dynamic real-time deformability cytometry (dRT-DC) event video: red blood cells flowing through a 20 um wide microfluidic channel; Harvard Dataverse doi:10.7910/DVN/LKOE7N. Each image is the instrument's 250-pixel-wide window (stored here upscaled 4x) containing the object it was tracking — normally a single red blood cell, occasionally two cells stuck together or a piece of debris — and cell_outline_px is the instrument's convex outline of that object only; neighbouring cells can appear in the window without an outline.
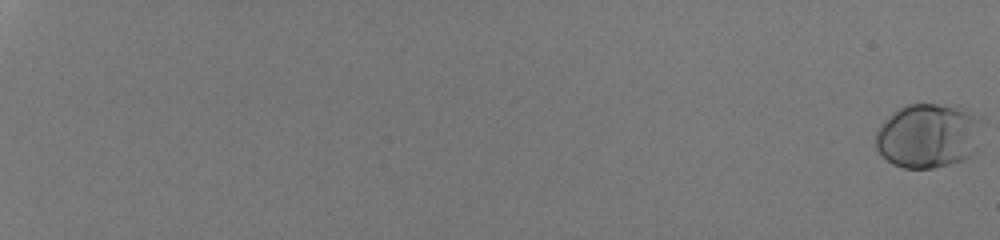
{"species": "human", "species_latin": "Homo sapiens", "temperature_condition": "room temperature", "stored_images_in_passage": 57, "camera_frame_rate_fps": 3000, "um_per_image_px": 0.085, "donor": {"sex": "male"}, "frame": {"image": 1, "passage_image": 1, "time_ms": 0.0, "image_size_px": [1000, 240], "cell_outline_px": [[976, 148], [964, 160], [932, 168], [904, 168], [892, 164], [880, 156], [876, 148], [876, 132], [880, 124], [892, 112], [908, 104], [936, 104], [964, 108], [972, 112], [976, 116]], "centroid_in_image_um": [78.78, 11.55], "position_along_channel_um": 6.2, "area_um2": 39.36}}
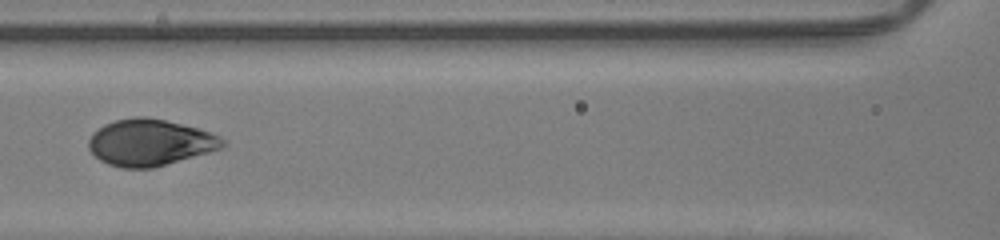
{"frame": {"image": 2, "passage_image": 33, "time_ms": 10.667, "image_size_px": [1000, 240], "cell_outline_px": [[228, 144], [224, 148], [152, 168], [124, 168], [108, 164], [100, 160], [88, 148], [88, 140], [92, 132], [104, 124], [116, 120], [136, 116], [144, 116], [164, 120], [212, 132], [220, 136]], "centroid_in_image_um": [12.76, 12.11], "position_along_channel_um": 153.8, "area_um2": 36.36}}
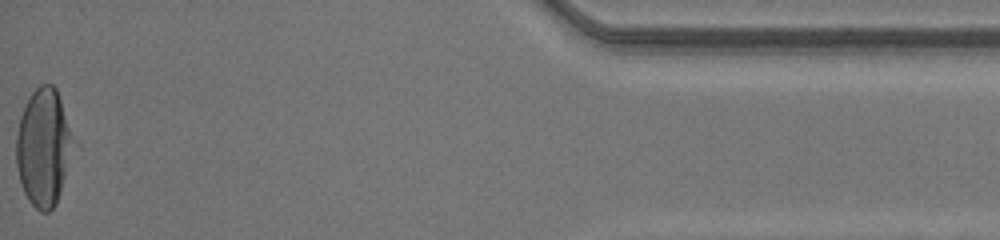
{"frame": {"image": 3, "passage_image": 57, "time_ms": 18.667, "image_size_px": [1000, 240], "cell_outline_px": [[68, 136], [64, 176], [60, 192], [56, 204], [48, 212], [40, 212], [28, 200], [24, 192], [20, 180], [16, 164], [16, 136], [20, 116], [32, 92], [40, 84], [52, 84], [56, 88], [60, 100], [68, 128]], "centroid_in_image_um": [3.59, 12.54], "position_along_channel_um": 431.6, "area_um2": 36.88}, "authors_computed_cell_mechanics": {"area_um2": 36.703, "velocity_mm_per_s": 4.2074, "shape_relaxation_time_tau1_ms": 2.7626, "shape_relaxation_time_tau2_ms": null, "deformation_change_tau1": 0.1638, "deformation_change_tau2": null}}